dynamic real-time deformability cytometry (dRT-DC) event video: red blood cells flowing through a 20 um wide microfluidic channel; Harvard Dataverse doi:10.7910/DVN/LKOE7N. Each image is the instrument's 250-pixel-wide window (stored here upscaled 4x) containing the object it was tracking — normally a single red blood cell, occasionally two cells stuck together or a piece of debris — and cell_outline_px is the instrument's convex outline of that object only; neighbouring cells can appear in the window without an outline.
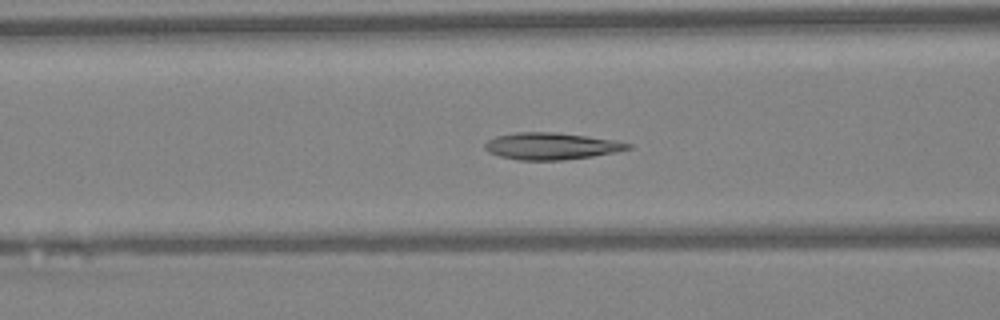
{"species": "Egyptian fruit bat (a non-hibernating species)", "species_latin": "Rousettus aegyptiacus", "temperature_condition": "warm", "stored_images_in_passage": 40, "camera_frame_rate_fps": 3000, "um_per_image_px": 0.085, "animal": {"sex": "female"}, "frame": {"image": 1, "passage_image": 11, "time_ms": 3.333, "image_size_px": [1000, 320], "cell_outline_px": [[632, 148], [592, 156], [564, 160], [520, 160], [500, 156], [488, 152], [484, 148], [484, 144], [488, 140], [496, 136], [516, 132], [556, 132], [612, 140], [632, 144]], "centroid_in_image_um": [46.8, 12.42], "position_along_channel_um": 119.8, "area_um2": 22.14}}
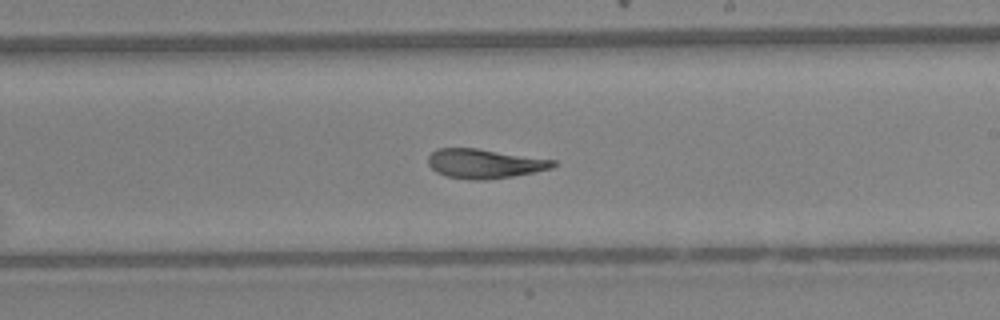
{"frame": {"image": 2, "passage_image": 20, "time_ms": 6.333, "image_size_px": [1000, 320], "cell_outline_px": [[556, 164], [552, 168], [512, 176], [484, 180], [472, 180], [448, 176], [436, 172], [428, 164], [428, 156], [436, 148], [476, 148], [556, 160]], "centroid_in_image_um": [41.16, 13.9], "position_along_channel_um": 247.8, "area_um2": 21.21}}
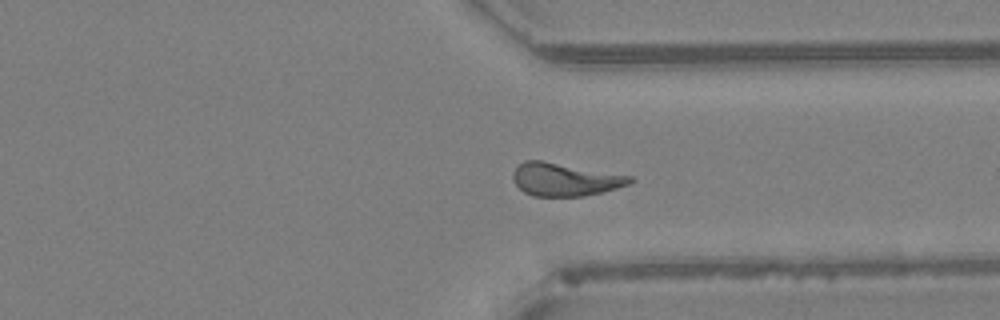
{"frame": {"image": 3, "passage_image": 28, "time_ms": 9.0, "image_size_px": [1000, 320], "cell_outline_px": [[636, 180], [628, 184], [616, 188], [584, 196], [532, 196], [524, 192], [512, 180], [512, 172], [516, 164], [524, 160], [540, 160], [632, 176]], "centroid_in_image_um": [47.96, 15.24], "position_along_channel_um": 363.4, "area_um2": 22.48}, "authors_computed_cell_mechanics": {"area_um2": 21.964, "velocity_mm_per_s": 4.2983, "shape_relaxation_time_tau1_ms": null, "shape_relaxation_time_tau2_ms": 3.1203, "deformation_change_tau1": null, "deformation_change_tau2": 0.133}}